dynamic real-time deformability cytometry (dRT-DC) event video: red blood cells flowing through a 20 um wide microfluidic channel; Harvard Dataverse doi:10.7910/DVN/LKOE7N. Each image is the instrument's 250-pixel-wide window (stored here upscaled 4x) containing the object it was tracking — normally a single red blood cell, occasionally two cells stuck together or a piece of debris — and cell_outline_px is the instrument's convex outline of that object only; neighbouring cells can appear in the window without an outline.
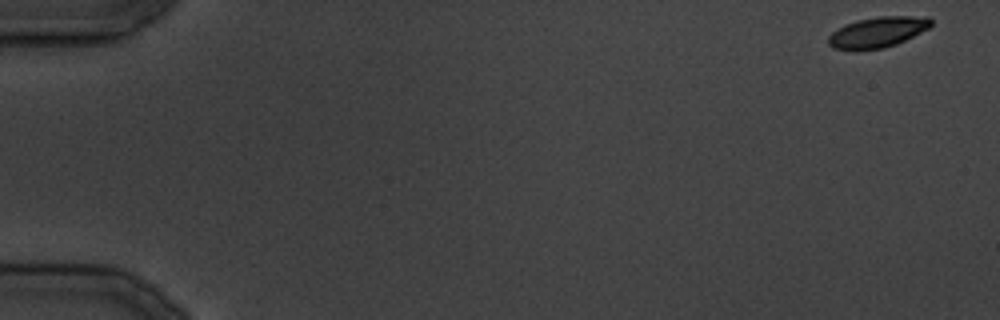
{"species": "common noctule bat (a hibernating species)", "species_latin": "Nyctalus noctula", "temperature_condition": "cold", "stored_images_in_passage": 14, "camera_frame_rate_fps": 3000, "um_per_image_px": 0.085, "animal": {"sex": "male", "body_mass_g": 19.5, "forearm_length_mm": 54.6}, "frame": {"image": 1, "passage_image": 1, "time_ms": 0.0, "image_size_px": [1000, 320], "cell_outline_px": [[932, 24], [928, 28], [896, 44], [884, 48], [856, 52], [852, 52], [832, 48], [828, 44], [828, 36], [832, 32], [856, 20], [880, 16], [928, 16], [932, 20]], "centroid_in_image_um": [74.56, 2.77], "position_along_channel_um": 10.4, "area_um2": 18.55}}
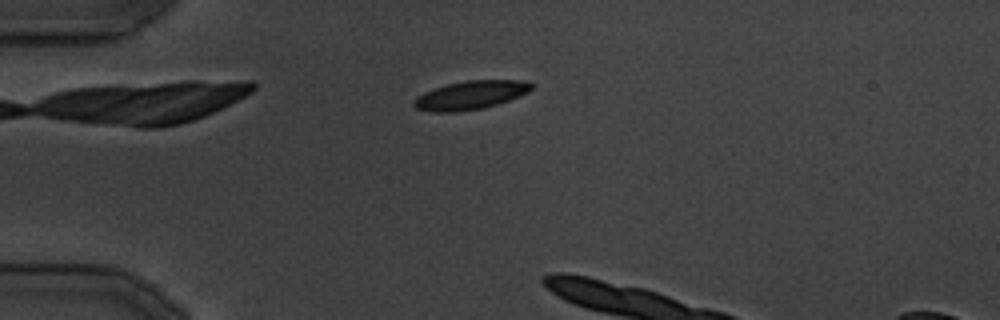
{"frame": {"image": 2, "passage_image": 9, "time_ms": 10.0, "image_size_px": [1000, 320], "cell_outline_px": [[536, 84], [528, 92], [508, 100], [484, 108], [456, 112], [432, 112], [416, 108], [412, 104], [412, 100], [416, 96], [424, 92], [448, 84], [468, 80], [520, 80]], "centroid_in_image_um": [39.98, 8.09], "position_along_channel_um": 45.0, "area_um2": 19.54}}